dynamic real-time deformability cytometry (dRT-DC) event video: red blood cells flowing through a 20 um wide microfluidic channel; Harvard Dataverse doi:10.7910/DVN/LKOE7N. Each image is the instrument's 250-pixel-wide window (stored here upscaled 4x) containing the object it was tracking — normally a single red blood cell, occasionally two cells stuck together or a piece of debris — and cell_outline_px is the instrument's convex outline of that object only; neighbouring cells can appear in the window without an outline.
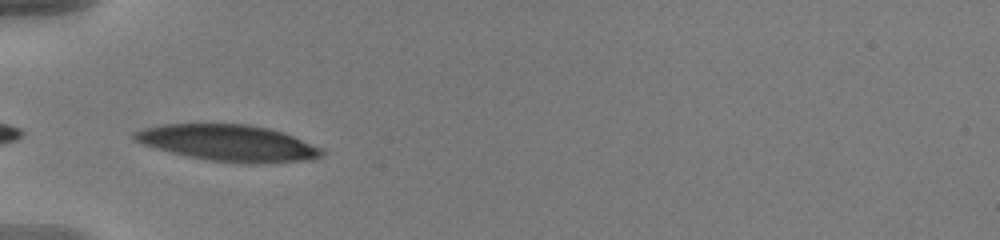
{"species": "human", "species_latin": "Homo sapiens", "temperature_condition": "warm", "stored_images_in_passage": 31, "camera_frame_rate_fps": 3000, "um_per_image_px": 0.085, "donor": {"sex": "male"}, "frame": {"image": 1, "passage_image": 1, "time_ms": 0.0, "image_size_px": [1000, 240], "cell_outline_px": [[324, 156], [312, 160], [212, 160], [188, 156], [156, 148], [144, 144], [136, 140], [132, 136], [132, 132], [144, 128], [164, 124], [248, 124], [268, 128], [292, 136], [324, 148]], "centroid_in_image_um": [19.37, 12.1], "position_along_channel_um": 65.6, "area_um2": 38.03}}
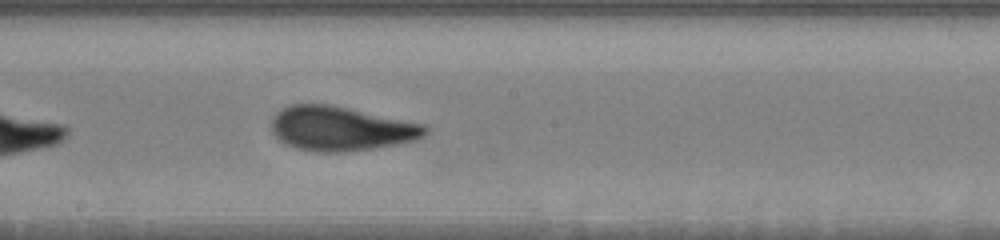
{"frame": {"image": 2, "passage_image": 14, "time_ms": 4.333, "image_size_px": [1000, 240], "cell_outline_px": [[428, 132], [424, 136], [416, 140], [396, 144], [372, 148], [344, 152], [316, 152], [296, 148], [284, 144], [272, 132], [272, 116], [276, 112], [292, 104], [328, 104], [428, 124]], "centroid_in_image_um": [28.99, 10.93], "position_along_channel_um": 219.2, "area_um2": 39.88}}
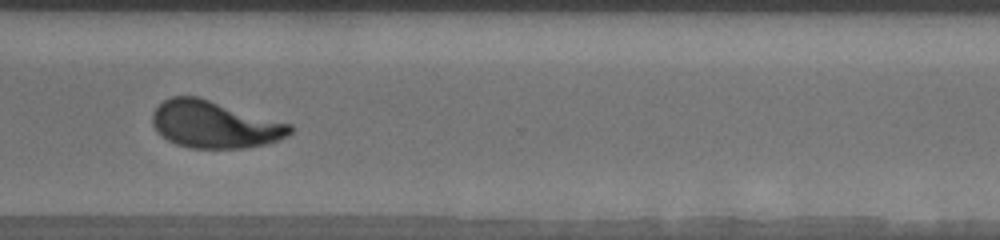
{"frame": {"image": 3, "passage_image": 25, "time_ms": 8.0, "image_size_px": [1000, 240], "cell_outline_px": [[292, 132], [288, 136], [264, 144], [248, 148], [192, 148], [176, 144], [168, 140], [152, 124], [152, 112], [164, 100], [172, 96], [200, 96], [292, 124]], "centroid_in_image_um": [18.26, 10.56], "position_along_channel_um": 352.3, "area_um2": 37.86}, "authors_computed_cell_mechanics": {"area_um2": 39.4196, "velocity_mm_per_s": 3.6403, "shape_relaxation_time_tau1_ms": 4.0864, "shape_relaxation_time_tau2_ms": 0.9201, "deformation_change_tau1": 0.1965, "deformation_change_tau2": 0.0769}}